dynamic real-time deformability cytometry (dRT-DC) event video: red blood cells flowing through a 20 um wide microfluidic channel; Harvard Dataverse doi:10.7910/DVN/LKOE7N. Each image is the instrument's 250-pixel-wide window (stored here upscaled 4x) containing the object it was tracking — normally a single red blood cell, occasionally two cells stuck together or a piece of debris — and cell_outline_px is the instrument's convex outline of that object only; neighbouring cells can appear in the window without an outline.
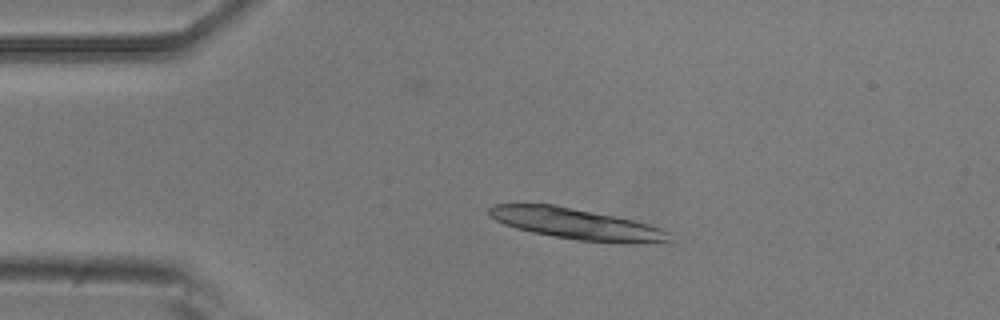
{"species": "common noctule bat (a hibernating species)", "species_latin": "Nyctalus noctula", "temperature_condition": "room temperature", "stored_images_in_passage": 31, "camera_frame_rate_fps": 3000, "um_per_image_px": 0.085, "animal": {"sex": "male", "body_mass_g": 20.5, "forearm_length_mm": 52.5}, "frame": {"image": 1, "passage_image": 10, "time_ms": 3.0, "image_size_px": [1000, 320], "cell_outline_px": [[672, 240], [576, 240], [532, 232], [516, 228], [504, 224], [496, 220], [488, 212], [488, 208], [492, 204], [552, 204], [616, 216], [648, 224], [660, 228], [668, 232]], "centroid_in_image_um": [48.79, 18.96], "position_along_channel_um": 36.2, "area_um2": 30.92}}
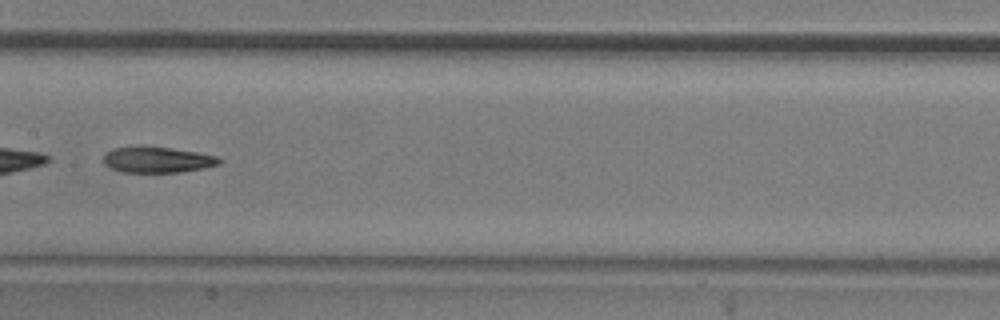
{"frame": {"image": 2, "passage_image": 26, "time_ms": 8.333, "image_size_px": [1000, 320], "cell_outline_px": [[224, 160], [220, 164], [204, 168], [180, 172], [120, 172], [108, 168], [104, 164], [104, 156], [112, 148], [136, 144], [144, 144], [172, 148], [196, 152], [216, 156]], "centroid_in_image_um": [13.33, 13.55], "position_along_channel_um": 194.1, "area_um2": 18.09}}
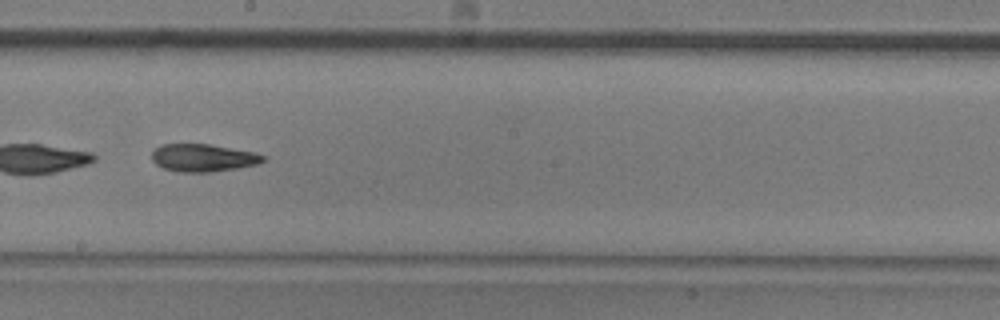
{"frame": {"image": 3, "passage_image": 29, "time_ms": 9.333, "image_size_px": [1000, 320], "cell_outline_px": [[264, 160], [256, 164], [236, 168], [208, 172], [180, 172], [164, 168], [156, 164], [152, 160], [152, 148], [160, 144], [212, 144], [256, 152], [264, 156]], "centroid_in_image_um": [17.22, 13.39], "position_along_channel_um": 231.0, "area_um2": 17.98}}